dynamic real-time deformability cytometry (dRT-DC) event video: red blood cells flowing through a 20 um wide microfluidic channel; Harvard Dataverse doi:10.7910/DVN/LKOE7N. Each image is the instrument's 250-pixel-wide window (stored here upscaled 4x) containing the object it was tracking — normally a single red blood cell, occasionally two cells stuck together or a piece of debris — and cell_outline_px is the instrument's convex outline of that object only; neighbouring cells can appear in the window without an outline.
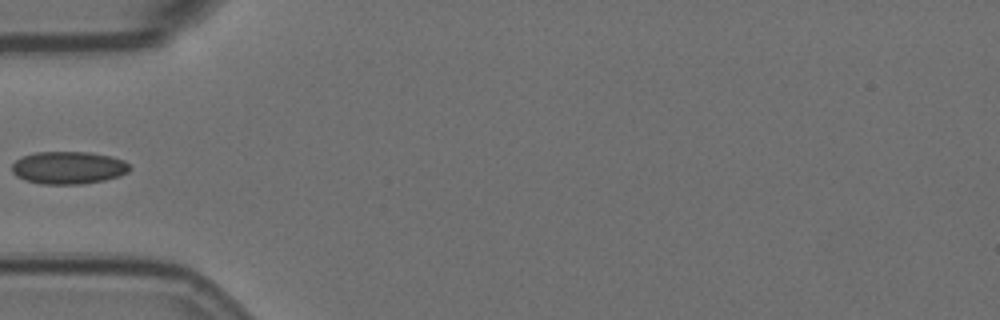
{"species": "Egyptian fruit bat (a non-hibernating species)", "species_latin": "Rousettus aegyptiacus", "temperature_condition": "room temperature", "stored_images_in_passage": 8, "camera_frame_rate_fps": 3000, "um_per_image_px": 0.085, "animal": {"sex": "female"}, "frame": {"image": 1, "passage_image": 5, "time_ms": 1.333, "image_size_px": [1000, 320], "cell_outline_px": [[132, 168], [128, 172], [120, 176], [104, 180], [80, 184], [44, 184], [24, 180], [16, 176], [12, 172], [12, 164], [20, 156], [36, 152], [88, 152], [112, 156], [124, 160]], "centroid_in_image_um": [5.81, 14.25], "position_along_channel_um": 79.2, "area_um2": 22.54}}
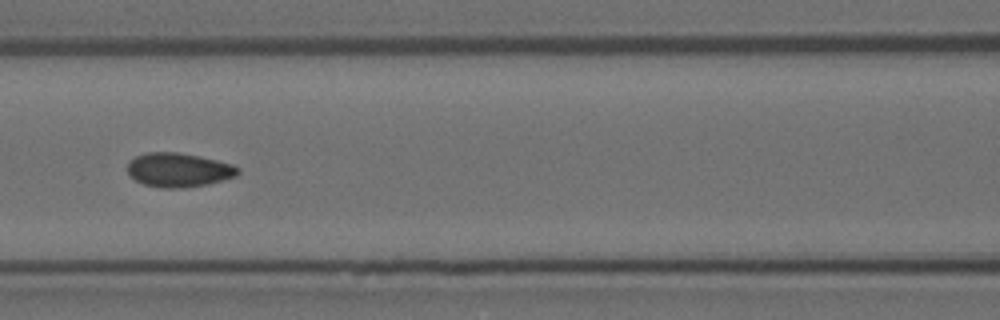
{"frame": {"image": 2, "passage_image": 7, "time_ms": 2.0, "image_size_px": [1000, 320], "cell_outline_px": [[240, 172], [236, 176], [208, 184], [180, 188], [160, 188], [144, 184], [136, 180], [128, 172], [128, 160], [136, 156], [148, 152], [180, 152], [200, 156], [232, 164], [240, 168]], "centroid_in_image_um": [15.19, 14.44], "position_along_channel_um": 151.4, "area_um2": 21.96}}
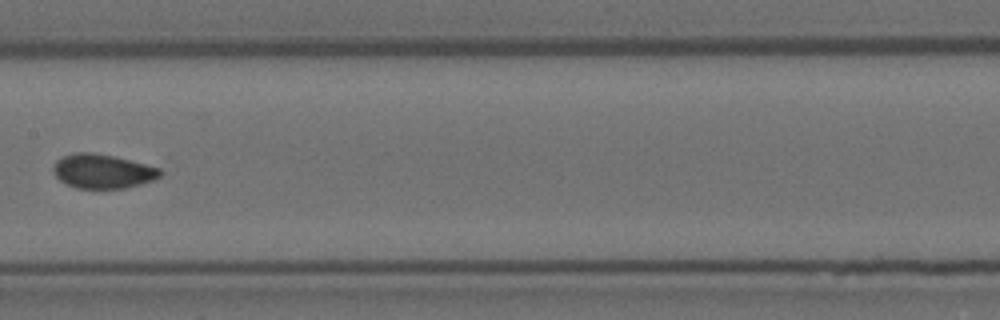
{"frame": {"image": 3, "passage_image": 8, "time_ms": 2.333, "image_size_px": [1000, 320], "cell_outline_px": [[160, 176], [152, 180], [140, 184], [124, 188], [76, 188], [60, 180], [56, 176], [52, 168], [56, 160], [60, 156], [72, 152], [92, 152], [112, 156], [160, 168]], "centroid_in_image_um": [8.66, 14.54], "position_along_channel_um": 198.7, "area_um2": 21.1}}